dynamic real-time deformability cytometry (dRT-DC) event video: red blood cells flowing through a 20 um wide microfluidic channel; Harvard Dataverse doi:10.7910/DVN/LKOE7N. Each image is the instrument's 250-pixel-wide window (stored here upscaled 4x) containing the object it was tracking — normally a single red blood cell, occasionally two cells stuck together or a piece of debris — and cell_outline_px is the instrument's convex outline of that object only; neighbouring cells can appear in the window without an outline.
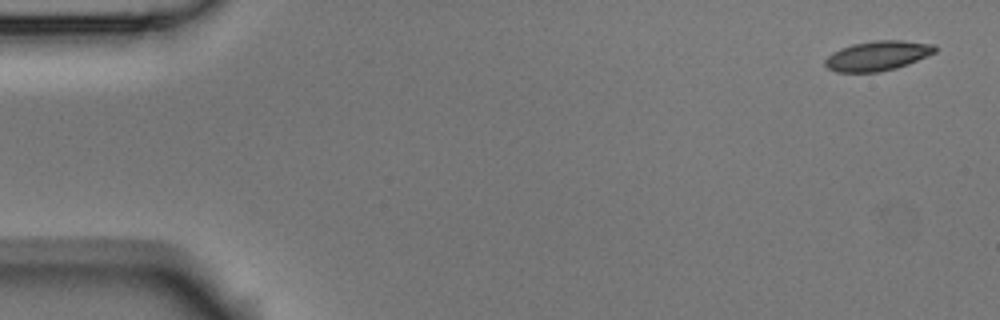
{"species": "Egyptian fruit bat (a non-hibernating species)", "species_latin": "Rousettus aegyptiacus", "temperature_condition": "room temperature", "stored_images_in_passage": 8, "camera_frame_rate_fps": 3000, "um_per_image_px": 0.085, "animal": {"sex": "male"}, "frame": {"image": 1, "passage_image": 1, "time_ms": 0.0, "image_size_px": [1000, 320], "cell_outline_px": [[936, 52], [908, 64], [896, 68], [880, 72], [836, 72], [828, 68], [824, 64], [824, 60], [832, 52], [840, 48], [852, 44], [876, 40], [904, 40], [936, 44]], "centroid_in_image_um": [74.6, 4.73], "position_along_channel_um": 10.4, "area_um2": 19.19}}
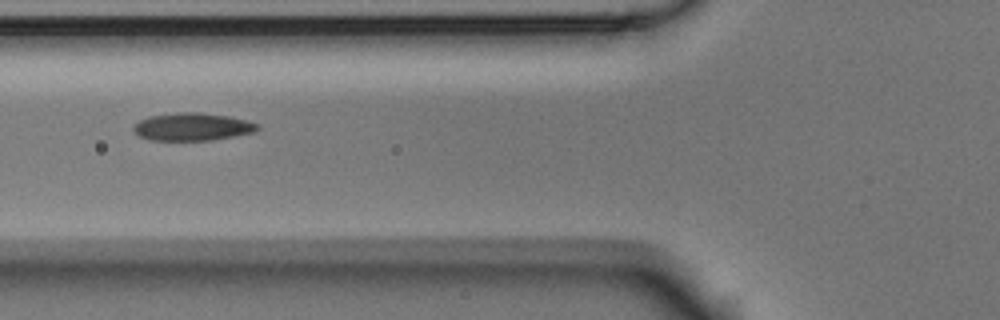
{"frame": {"image": 2, "passage_image": 5, "time_ms": 1.333, "image_size_px": [1000, 320], "cell_outline_px": [[260, 128], [256, 132], [212, 140], [148, 140], [140, 136], [132, 128], [140, 120], [148, 116], [180, 112], [196, 112], [228, 116], [260, 124]], "centroid_in_image_um": [16.37, 10.78], "position_along_channel_um": 109.4, "area_um2": 19.94}}
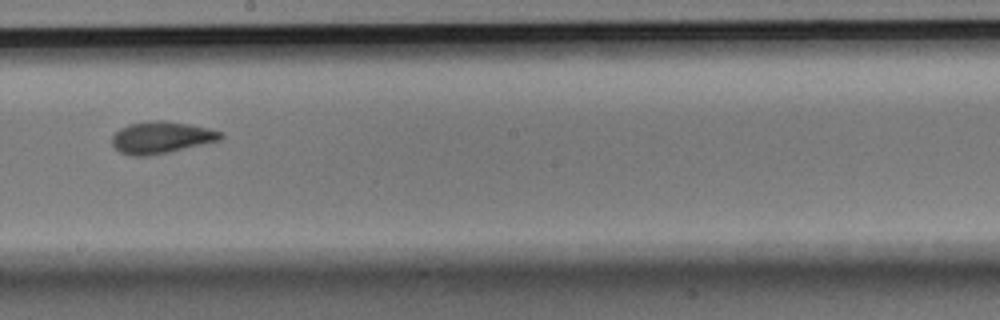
{"frame": {"image": 3, "passage_image": 8, "time_ms": 2.333, "image_size_px": [1000, 320], "cell_outline_px": [[224, 136], [220, 140], [168, 152], [144, 156], [132, 156], [120, 152], [112, 144], [112, 136], [120, 128], [128, 124], [148, 120], [164, 120], [188, 124], [208, 128], [220, 132]], "centroid_in_image_um": [13.68, 11.67], "position_along_channel_um": 234.5, "area_um2": 20.06}}